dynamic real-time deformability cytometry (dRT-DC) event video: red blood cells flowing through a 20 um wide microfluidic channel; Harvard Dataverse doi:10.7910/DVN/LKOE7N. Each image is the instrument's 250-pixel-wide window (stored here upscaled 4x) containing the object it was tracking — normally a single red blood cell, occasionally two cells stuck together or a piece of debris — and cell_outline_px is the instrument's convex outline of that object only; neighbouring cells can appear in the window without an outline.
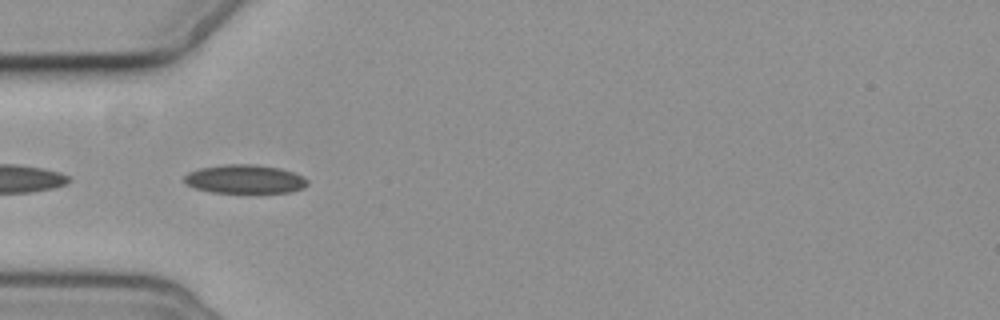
{"species": "common noctule bat (a hibernating species)", "species_latin": "Nyctalus noctula", "temperature_condition": "cold", "stored_images_in_passage": 10, "camera_frame_rate_fps": 3000, "um_per_image_px": 0.085, "animal": {"sex": "female", "body_mass_g": 19.3, "forearm_length_mm": 54.1}, "frame": {"image": 1, "passage_image": 5, "time_ms": 4.667, "image_size_px": [1000, 320], "cell_outline_px": [[308, 184], [304, 188], [288, 192], [248, 196], [212, 192], [196, 188], [184, 184], [184, 176], [188, 172], [200, 168], [224, 164], [252, 164], [280, 168], [292, 172], [308, 180]], "centroid_in_image_um": [20.8, 15.28], "position_along_channel_um": 64.2, "area_um2": 21.56}}
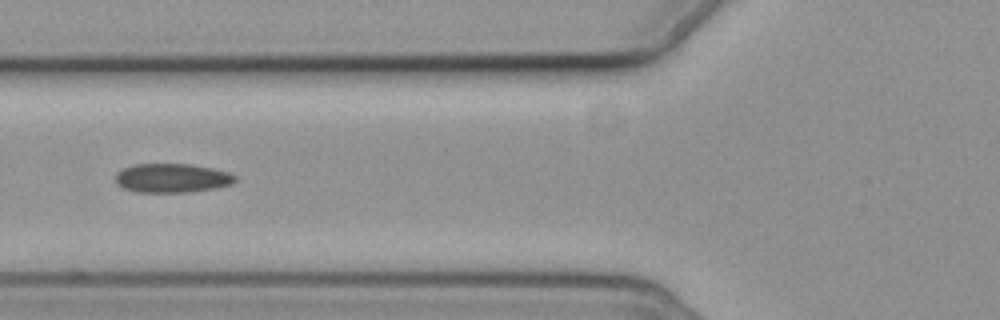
{"frame": {"image": 2, "passage_image": 6, "time_ms": 6.0, "image_size_px": [1000, 320], "cell_outline_px": [[236, 180], [232, 184], [216, 188], [188, 192], [140, 192], [124, 188], [116, 184], [116, 172], [124, 168], [136, 164], [192, 164], [212, 168], [228, 172], [236, 176]], "centroid_in_image_um": [14.64, 15.13], "position_along_channel_um": 111.2, "area_um2": 20.23}}
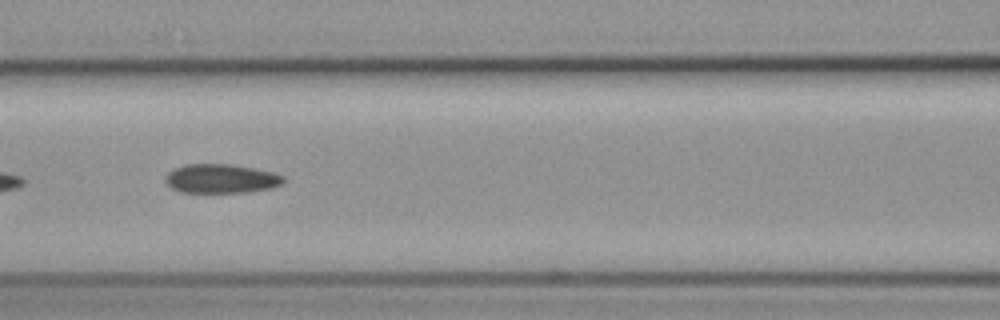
{"frame": {"image": 3, "passage_image": 7, "time_ms": 7.0, "image_size_px": [1000, 320], "cell_outline_px": [[284, 184], [272, 188], [248, 192], [180, 192], [172, 188], [164, 180], [168, 172], [184, 164], [232, 164], [272, 172], [284, 176]], "centroid_in_image_um": [18.81, 15.18], "position_along_channel_um": 147.8, "area_um2": 20.0}}